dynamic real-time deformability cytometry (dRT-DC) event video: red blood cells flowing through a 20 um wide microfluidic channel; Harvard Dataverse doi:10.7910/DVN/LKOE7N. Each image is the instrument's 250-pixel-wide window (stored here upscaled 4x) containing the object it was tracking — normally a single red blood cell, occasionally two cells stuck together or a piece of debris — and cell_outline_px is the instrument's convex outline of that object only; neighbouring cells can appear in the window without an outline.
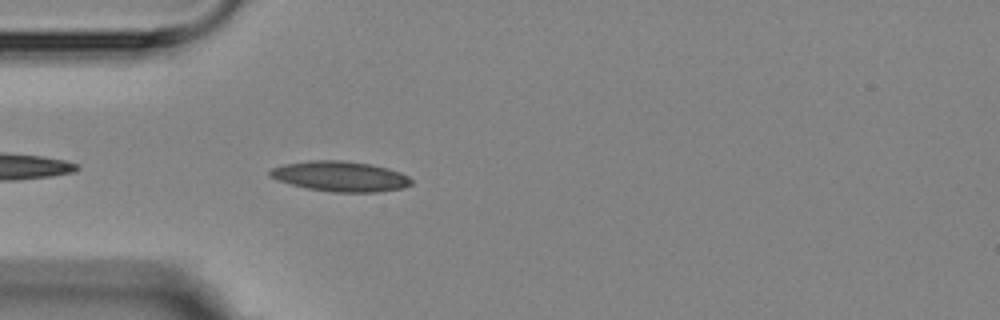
{"species": "Egyptian fruit bat (a non-hibernating species)", "species_latin": "Rousettus aegyptiacus", "temperature_condition": "room temperature", "stored_images_in_passage": 6, "camera_frame_rate_fps": 3000, "um_per_image_px": 0.085, "animal": {"sex": "female"}, "frame": {"image": 1, "passage_image": 6, "time_ms": 6.333, "image_size_px": [1000, 320], "cell_outline_px": [[412, 184], [404, 188], [376, 192], [332, 192], [308, 188], [292, 184], [268, 176], [268, 172], [272, 168], [284, 164], [308, 160], [344, 160], [372, 164], [388, 168], [400, 172], [408, 176], [412, 180]], "centroid_in_image_um": [28.95, 14.98], "position_along_channel_um": 56.0, "area_um2": 24.97}}